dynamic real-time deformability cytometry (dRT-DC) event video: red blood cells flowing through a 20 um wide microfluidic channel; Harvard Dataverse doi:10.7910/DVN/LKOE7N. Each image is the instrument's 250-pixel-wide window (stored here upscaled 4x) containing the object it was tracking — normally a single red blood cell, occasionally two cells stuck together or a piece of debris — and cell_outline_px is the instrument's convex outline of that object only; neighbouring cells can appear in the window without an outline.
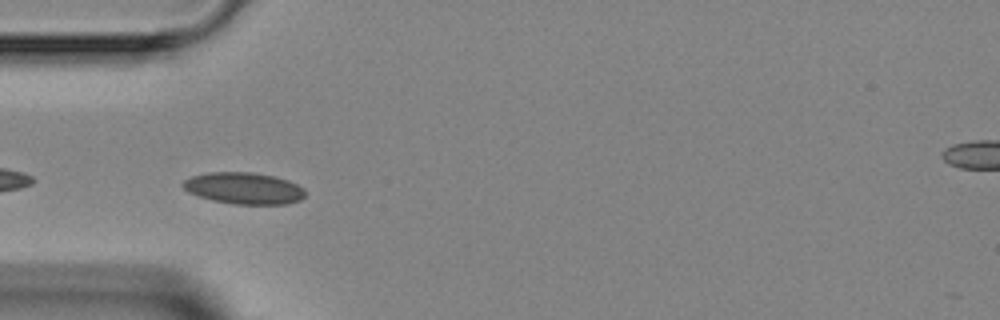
{"species": "Egyptian fruit bat (a non-hibernating species)", "species_latin": "Rousettus aegyptiacus", "temperature_condition": "room temperature", "stored_images_in_passage": 2, "camera_frame_rate_fps": 3000, "um_per_image_px": 0.085, "animal": {"sex": "female"}, "frame": {"image": 1, "passage_image": 2, "time_ms": 1.0, "image_size_px": [1000, 320], "cell_outline_px": [[304, 196], [300, 200], [284, 204], [232, 204], [212, 200], [188, 192], [180, 184], [184, 180], [192, 176], [208, 172], [252, 172], [276, 176], [288, 180], [304, 188]], "centroid_in_image_um": [20.72, 15.99], "position_along_channel_um": 64.3, "area_um2": 22.54}}